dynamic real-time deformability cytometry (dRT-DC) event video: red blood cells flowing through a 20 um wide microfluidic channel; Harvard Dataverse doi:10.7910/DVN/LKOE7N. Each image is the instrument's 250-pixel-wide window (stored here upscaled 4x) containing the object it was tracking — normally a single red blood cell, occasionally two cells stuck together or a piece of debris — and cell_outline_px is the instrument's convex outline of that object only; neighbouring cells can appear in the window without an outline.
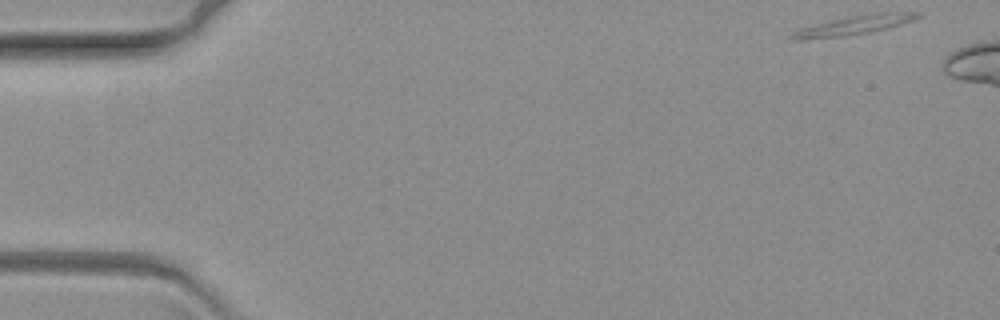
{"species": "common noctule bat (a hibernating species)", "species_latin": "Nyctalus noctula", "temperature_condition": "warm", "stored_images_in_passage": 7, "camera_frame_rate_fps": 3000, "um_per_image_px": 0.085, "animal": {"sex": "female", "body_mass_g": 19.3, "forearm_length_mm": 54.1}, "frame": {"image": 1, "passage_image": 1, "time_ms": 0.0, "image_size_px": [1000, 320], "cell_outline_px": [[920, 16], [912, 20], [888, 28], [872, 32], [844, 36], [804, 40], [792, 40], [788, 36], [792, 32], [800, 28], [848, 16], [872, 12], [920, 12]], "centroid_in_image_um": [72.54, 2.14], "position_along_channel_um": 12.5, "area_um2": 14.16}}